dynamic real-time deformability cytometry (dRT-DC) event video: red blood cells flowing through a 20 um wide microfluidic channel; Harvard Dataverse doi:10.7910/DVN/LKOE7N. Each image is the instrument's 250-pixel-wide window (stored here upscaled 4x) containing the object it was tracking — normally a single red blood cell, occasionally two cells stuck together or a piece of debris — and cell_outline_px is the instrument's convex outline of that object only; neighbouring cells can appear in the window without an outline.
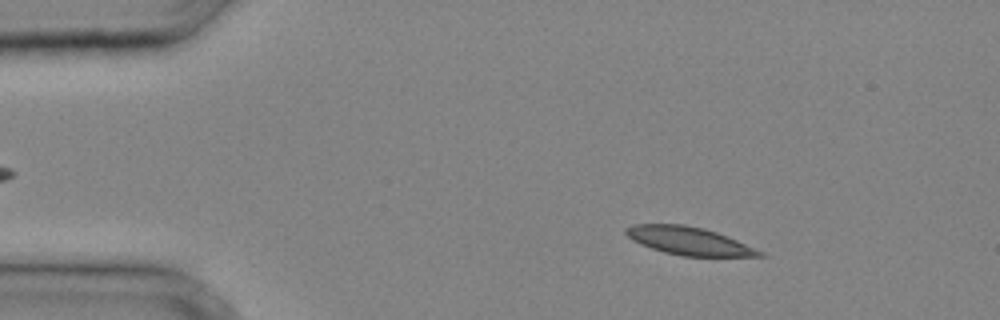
{"species": "common noctule bat (a hibernating species)", "species_latin": "Nyctalus noctula", "temperature_condition": "cold", "stored_images_in_passage": 34, "camera_frame_rate_fps": 3000, "um_per_image_px": 0.085, "animal": {"sex": "male", "body_mass_g": 20.4}, "frame": {"image": 1, "passage_image": 5, "time_ms": 1.333, "image_size_px": [1000, 320], "cell_outline_px": [[764, 256], [684, 256], [664, 252], [640, 244], [632, 240], [624, 232], [624, 228], [632, 224], [684, 224], [704, 228], [716, 232], [736, 240], [764, 252]], "centroid_in_image_um": [58.51, 20.46], "position_along_channel_um": 26.5, "area_um2": 21.62}}
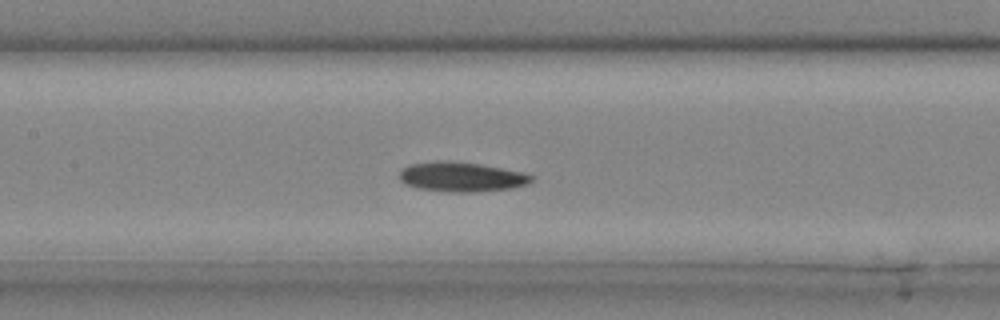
{"frame": {"image": 2, "passage_image": 16, "time_ms": 5.0, "image_size_px": [1000, 320], "cell_outline_px": [[532, 180], [528, 184], [512, 188], [476, 192], [452, 192], [416, 188], [404, 184], [400, 180], [400, 168], [408, 164], [436, 160], [448, 160], [480, 164], [524, 172], [532, 176]], "centroid_in_image_um": [39.18, 15.02], "position_along_channel_um": 168.2, "area_um2": 23.12}}
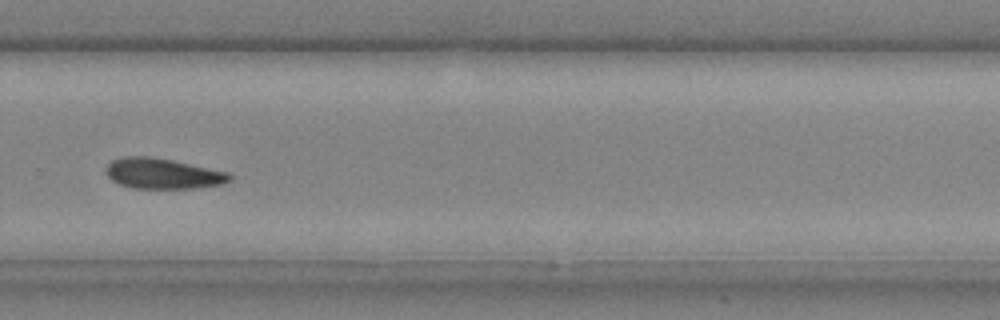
{"frame": {"image": 3, "passage_image": 24, "time_ms": 7.667, "image_size_px": [1000, 320], "cell_outline_px": [[232, 180], [224, 184], [192, 188], [132, 188], [120, 184], [112, 180], [108, 176], [108, 164], [112, 160], [120, 156], [152, 156], [172, 160], [228, 172], [232, 176]], "centroid_in_image_um": [13.86, 14.75], "position_along_channel_um": 315.9, "area_um2": 21.91}}